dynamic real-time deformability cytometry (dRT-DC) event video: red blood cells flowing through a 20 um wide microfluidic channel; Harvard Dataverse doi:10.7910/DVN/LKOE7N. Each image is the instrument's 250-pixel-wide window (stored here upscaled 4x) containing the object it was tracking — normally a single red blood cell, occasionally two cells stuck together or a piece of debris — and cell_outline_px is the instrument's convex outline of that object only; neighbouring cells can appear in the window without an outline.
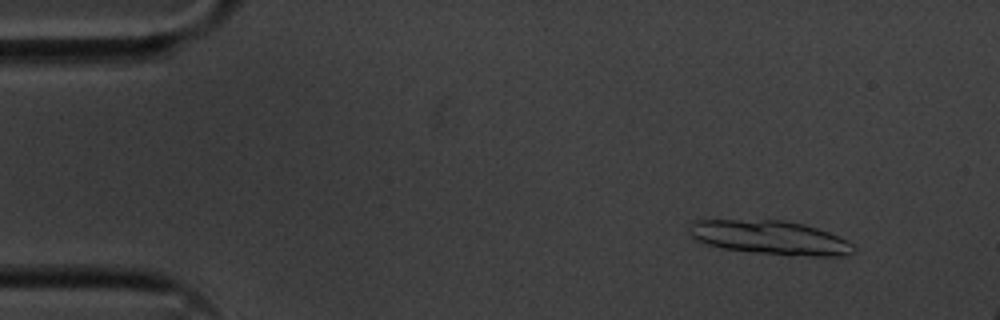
{"species": "common noctule bat (a hibernating species)", "species_latin": "Nyctalus noctula", "temperature_condition": "cold", "stored_images_in_passage": 17, "camera_frame_rate_fps": 3000, "um_per_image_px": 0.085, "animal": {"sex": "male", "body_mass_g": 20.1, "forearm_length_mm": 53.5}, "frame": {"image": 1, "passage_image": 6, "time_ms": 1.667, "image_size_px": [1000, 320], "cell_outline_px": [[856, 248], [852, 252], [844, 256], [788, 256], [752, 252], [724, 248], [708, 244], [696, 240], [688, 232], [688, 228], [696, 220], [784, 220], [804, 224], [828, 232], [848, 240], [856, 244]], "centroid_in_image_um": [65.51, 20.2], "position_along_channel_um": 19.5, "area_um2": 32.66}}